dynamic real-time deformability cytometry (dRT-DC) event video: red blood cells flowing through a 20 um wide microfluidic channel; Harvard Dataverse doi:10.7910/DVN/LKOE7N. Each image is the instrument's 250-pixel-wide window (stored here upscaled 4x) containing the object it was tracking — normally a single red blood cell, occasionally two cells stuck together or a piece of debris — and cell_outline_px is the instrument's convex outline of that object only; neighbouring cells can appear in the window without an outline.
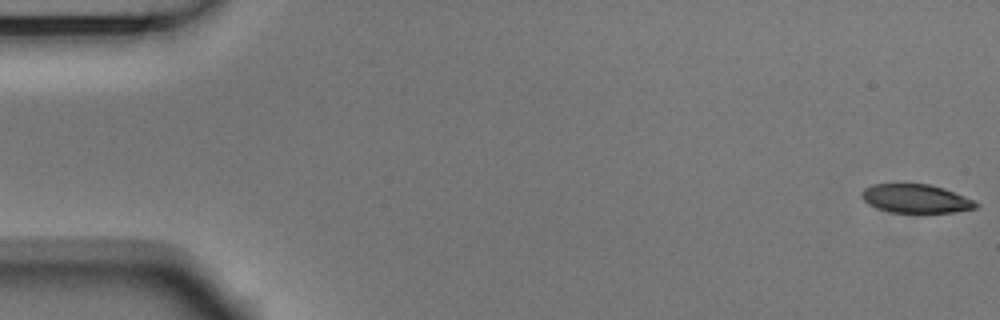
{"species": "Egyptian fruit bat (a non-hibernating species)", "species_latin": "Rousettus aegyptiacus", "temperature_condition": "room temperature", "stored_images_in_passage": 54, "camera_frame_rate_fps": 3000, "um_per_image_px": 0.085, "animal": {"sex": "male"}, "frame": {"image": 1, "passage_image": 1, "time_ms": 0.0, "image_size_px": [1000, 320], "cell_outline_px": [[980, 204], [976, 208], [952, 212], [892, 212], [876, 208], [868, 204], [860, 196], [860, 192], [864, 188], [872, 184], [928, 184], [944, 188], [964, 196]], "centroid_in_image_um": [77.8, 16.87], "position_along_channel_um": 7.2, "area_um2": 18.96}}
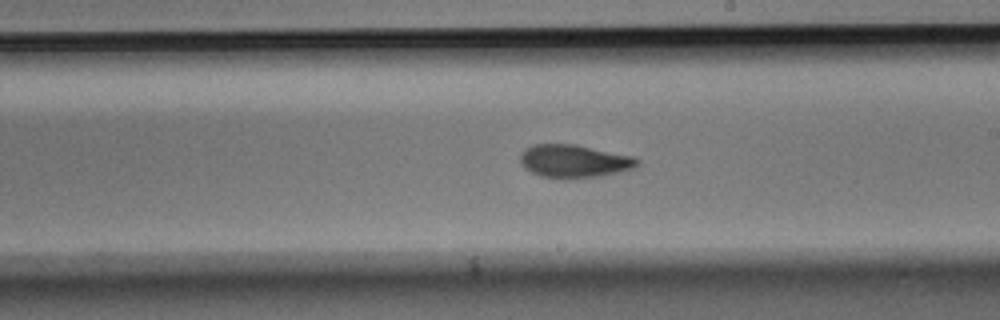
{"frame": {"image": 2, "passage_image": 31, "time_ms": 10.0, "image_size_px": [1000, 320], "cell_outline_px": [[640, 164], [636, 168], [620, 172], [600, 176], [564, 180], [540, 176], [524, 168], [520, 164], [520, 152], [524, 148], [532, 144], [576, 144], [636, 156], [640, 160]], "centroid_in_image_um": [48.82, 13.7], "position_along_channel_um": 240.2, "area_um2": 23.29}}
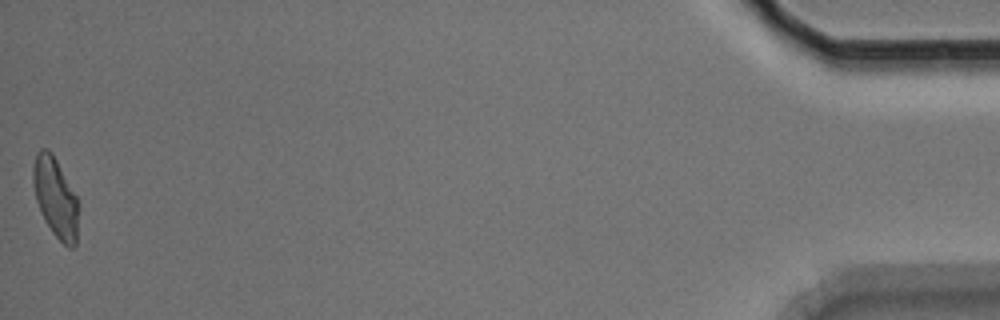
{"frame": {"image": 3, "passage_image": 54, "time_ms": 17.667, "image_size_px": [1000, 320], "cell_outline_px": [[76, 244], [72, 248], [68, 248], [52, 232], [44, 220], [40, 212], [36, 200], [32, 184], [32, 168], [36, 152], [40, 148], [48, 148], [52, 152], [76, 196]], "centroid_in_image_um": [4.65, 16.74], "position_along_channel_um": 430.5, "area_um2": 20.81}, "authors_computed_cell_mechanics": {"area_um2": 21.5883, "velocity_mm_per_s": 3.7381, "shape_relaxation_time_tau1_ms": 3.6794, "shape_relaxation_time_tau2_ms": 2.4074, "deformation_change_tau1": 0.1315, "deformation_change_tau2": 0.0799}}